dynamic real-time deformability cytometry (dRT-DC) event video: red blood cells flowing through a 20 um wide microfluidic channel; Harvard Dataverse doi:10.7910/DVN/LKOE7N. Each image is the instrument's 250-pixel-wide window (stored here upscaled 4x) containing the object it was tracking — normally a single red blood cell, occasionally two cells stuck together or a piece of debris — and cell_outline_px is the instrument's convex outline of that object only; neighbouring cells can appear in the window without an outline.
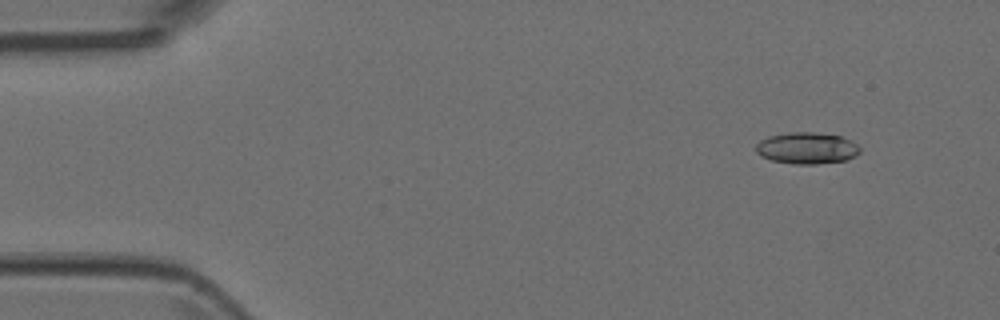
{"species": "Egyptian fruit bat (a non-hibernating species)", "species_latin": "Rousettus aegyptiacus", "temperature_condition": "room temperature", "stored_images_in_passage": 5, "camera_frame_rate_fps": 3000, "um_per_image_px": 0.085, "animal": {"sex": "female"}, "frame": {"image": 1, "passage_image": 2, "time_ms": 0.333, "image_size_px": [1000, 320], "cell_outline_px": [[860, 152], [856, 156], [844, 160], [816, 164], [796, 164], [772, 160], [760, 156], [756, 152], [756, 144], [760, 140], [768, 136], [788, 132], [812, 132], [840, 136], [852, 140], [860, 148]], "centroid_in_image_um": [68.57, 12.58], "position_along_channel_um": 16.4, "area_um2": 19.13}}
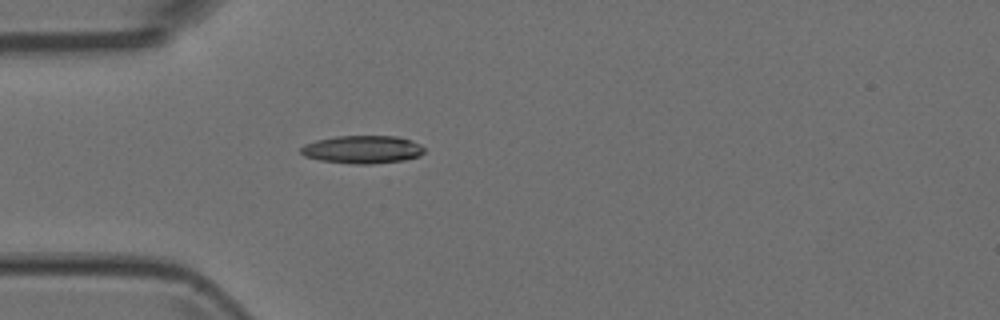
{"frame": {"image": 2, "passage_image": 5, "time_ms": 1.333, "image_size_px": [1000, 320], "cell_outline_px": [[424, 152], [420, 156], [404, 160], [372, 164], [356, 164], [320, 160], [304, 156], [300, 152], [300, 148], [304, 144], [316, 140], [336, 136], [396, 136], [412, 140], [420, 144], [424, 148]], "centroid_in_image_um": [30.81, 12.7], "position_along_channel_um": 54.2, "area_um2": 20.17}}